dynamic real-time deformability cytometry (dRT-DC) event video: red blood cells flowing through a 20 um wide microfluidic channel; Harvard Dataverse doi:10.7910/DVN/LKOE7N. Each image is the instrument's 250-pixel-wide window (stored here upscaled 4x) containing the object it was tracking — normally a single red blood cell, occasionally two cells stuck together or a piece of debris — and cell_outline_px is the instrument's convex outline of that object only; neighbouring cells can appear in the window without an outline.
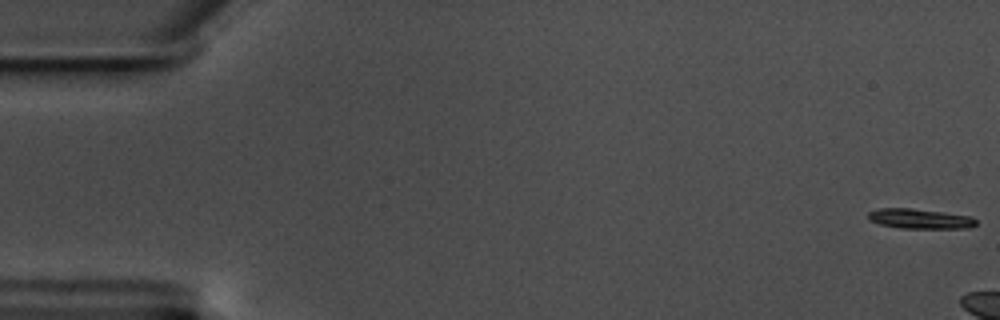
{"species": "common noctule bat (a hibernating species)", "species_latin": "Nyctalus noctula", "temperature_condition": "warm", "stored_images_in_passage": 8, "camera_frame_rate_fps": 3000, "um_per_image_px": 0.085, "animal": {"sex": "male", "body_mass_g": 17.5, "forearm_length_mm": 52.3}, "frame": {"image": 1, "passage_image": 1, "time_ms": 0.0, "image_size_px": [1000, 320], "cell_outline_px": [[976, 224], [968, 228], [900, 228], [880, 224], [868, 220], [868, 212], [880, 208], [912, 208], [944, 212], [972, 216], [976, 220]], "centroid_in_image_um": [78.18, 18.59], "position_along_channel_um": 6.8, "area_um2": 12.54}}